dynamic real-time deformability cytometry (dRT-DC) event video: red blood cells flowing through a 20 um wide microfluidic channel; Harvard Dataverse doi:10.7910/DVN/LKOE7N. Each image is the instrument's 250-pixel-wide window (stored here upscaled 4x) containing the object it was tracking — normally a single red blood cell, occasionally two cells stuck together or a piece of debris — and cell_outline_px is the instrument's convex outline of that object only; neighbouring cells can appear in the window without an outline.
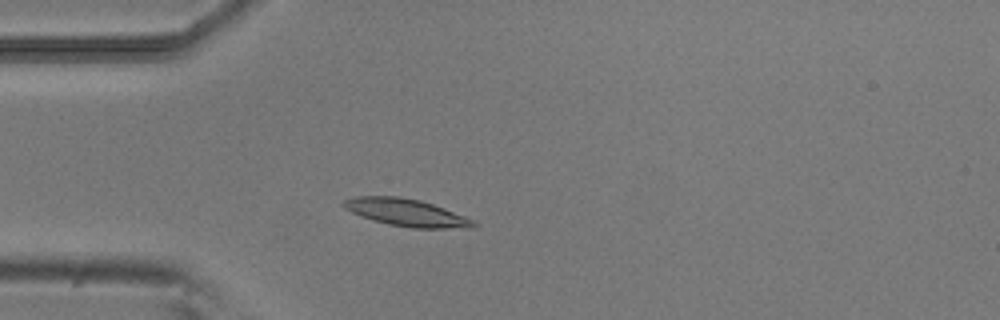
{"species": "common noctule bat (a hibernating species)", "species_latin": "Nyctalus noctula", "temperature_condition": "room temperature", "stored_images_in_passage": 49, "camera_frame_rate_fps": 3000, "um_per_image_px": 0.085, "animal": {"sex": "male", "body_mass_g": 20.5, "forearm_length_mm": 52.5}, "frame": {"image": 1, "passage_image": 10, "time_ms": 3.0, "image_size_px": [1000, 320], "cell_outline_px": [[480, 224], [472, 228], [412, 228], [388, 224], [360, 216], [344, 208], [344, 200], [356, 196], [400, 196], [420, 200], [444, 208], [476, 220]], "centroid_in_image_um": [34.61, 18.07], "position_along_channel_um": 50.4, "area_um2": 20.75}}
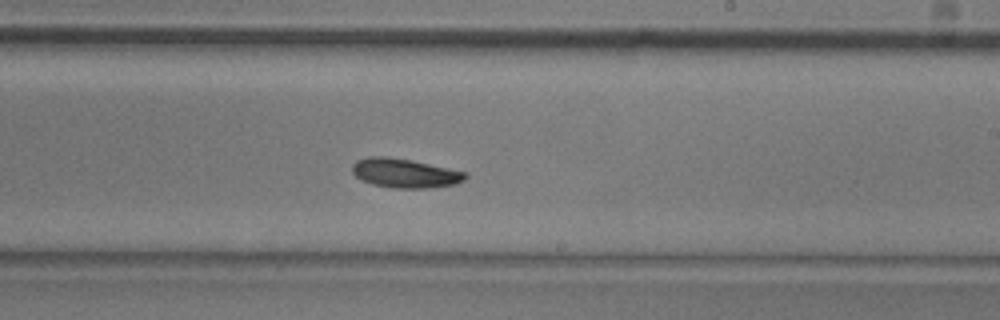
{"frame": {"image": 2, "passage_image": 27, "time_ms": 8.667, "image_size_px": [1000, 320], "cell_outline_px": [[468, 176], [464, 180], [456, 184], [428, 188], [392, 188], [372, 184], [356, 176], [352, 172], [352, 164], [356, 160], [368, 156], [388, 156], [412, 160], [468, 172]], "centroid_in_image_um": [34.43, 14.71], "position_along_channel_um": 254.6, "area_um2": 19.42}}
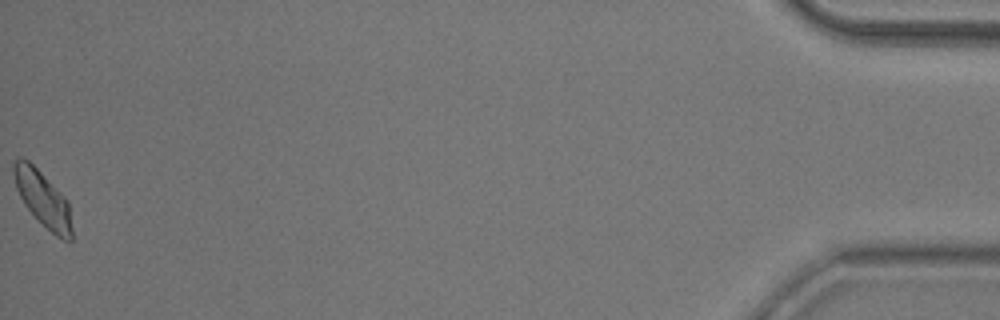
{"frame": {"image": 3, "passage_image": 49, "time_ms": 16.0, "image_size_px": [1000, 320], "cell_outline_px": [[72, 240], [64, 240], [56, 236], [24, 204], [16, 188], [12, 172], [12, 164], [20, 156], [28, 160], [68, 200], [72, 228]], "centroid_in_image_um": [3.63, 16.88], "position_along_channel_um": 431.6, "area_um2": 18.44}, "authors_computed_cell_mechanics": {"area_um2": 18.9006, "velocity_mm_per_s": 3.7807, "shape_relaxation_time_tau1_ms": 2.9246, "shape_relaxation_time_tau2_ms": null, "deformation_change_tau1": 0.1055, "deformation_change_tau2": null}}